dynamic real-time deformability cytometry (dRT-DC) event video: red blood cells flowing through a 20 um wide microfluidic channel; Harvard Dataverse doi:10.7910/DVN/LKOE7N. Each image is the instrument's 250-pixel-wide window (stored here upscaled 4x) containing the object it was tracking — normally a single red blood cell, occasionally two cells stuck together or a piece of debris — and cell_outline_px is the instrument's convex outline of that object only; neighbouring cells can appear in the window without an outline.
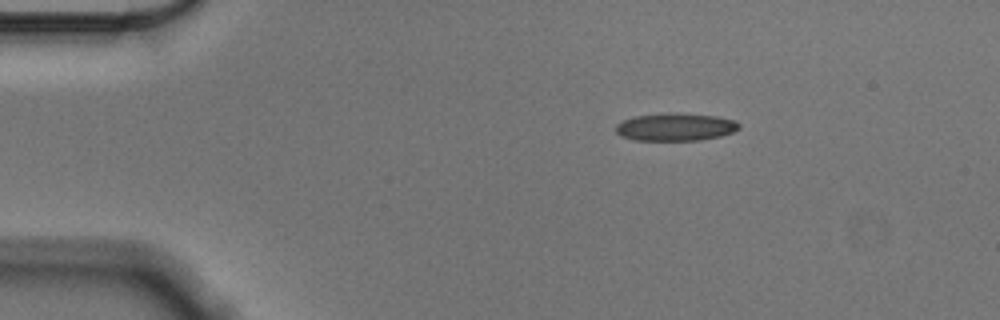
{"species": "Egyptian fruit bat (a non-hibernating species)", "species_latin": "Rousettus aegyptiacus", "temperature_condition": "cold", "stored_images_in_passage": 48, "camera_frame_rate_fps": 3000, "um_per_image_px": 0.085, "animal": {"sex": "male"}, "frame": {"image": 1, "passage_image": 1, "time_ms": 0.0, "image_size_px": [1000, 320], "cell_outline_px": [[740, 128], [732, 132], [720, 136], [700, 140], [636, 140], [620, 136], [616, 132], [616, 124], [632, 116], [664, 112], [668, 112], [716, 116], [736, 120], [740, 124]], "centroid_in_image_um": [57.4, 10.78], "position_along_channel_um": 27.6, "area_um2": 20.06}}
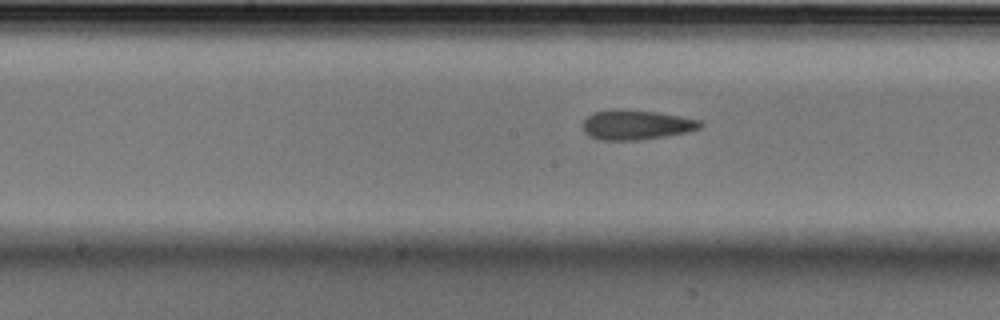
{"frame": {"image": 2, "passage_image": 20, "time_ms": 6.333, "image_size_px": [1000, 320], "cell_outline_px": [[704, 124], [700, 128], [688, 132], [664, 136], [636, 140], [600, 140], [588, 136], [584, 132], [584, 120], [592, 112], [612, 108], [656, 112], [680, 116], [700, 120]], "centroid_in_image_um": [54.06, 10.6], "position_along_channel_um": 194.1, "area_um2": 20.4}}
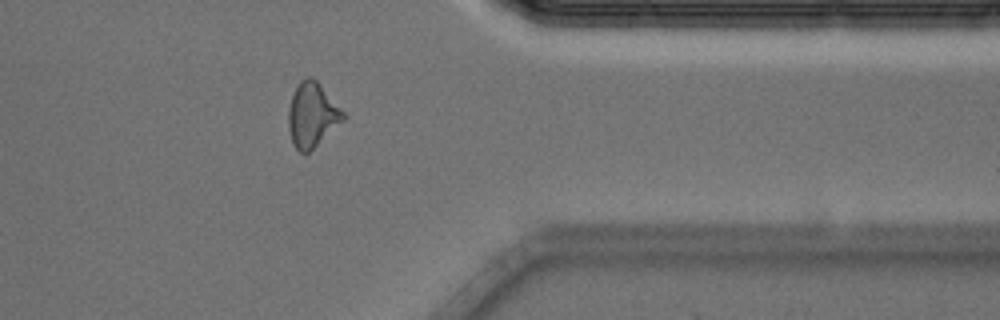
{"frame": {"image": 3, "passage_image": 37, "time_ms": 12.0, "image_size_px": [1000, 320], "cell_outline_px": [[348, 116], [344, 120], [308, 152], [300, 152], [292, 144], [288, 128], [288, 108], [292, 96], [300, 80], [308, 76], [312, 76], [320, 84]], "centroid_in_image_um": [26.53, 9.75], "position_along_channel_um": 384.9, "area_um2": 20.46}, "authors_computed_cell_mechanics": {"area_um2": 19.9988, "velocity_mm_per_s": 3.5635, "shape_relaxation_time_tau1_ms": null, "shape_relaxation_time_tau2_ms": 2.5789, "deformation_change_tau1": null, "deformation_change_tau2": 0.1186}}